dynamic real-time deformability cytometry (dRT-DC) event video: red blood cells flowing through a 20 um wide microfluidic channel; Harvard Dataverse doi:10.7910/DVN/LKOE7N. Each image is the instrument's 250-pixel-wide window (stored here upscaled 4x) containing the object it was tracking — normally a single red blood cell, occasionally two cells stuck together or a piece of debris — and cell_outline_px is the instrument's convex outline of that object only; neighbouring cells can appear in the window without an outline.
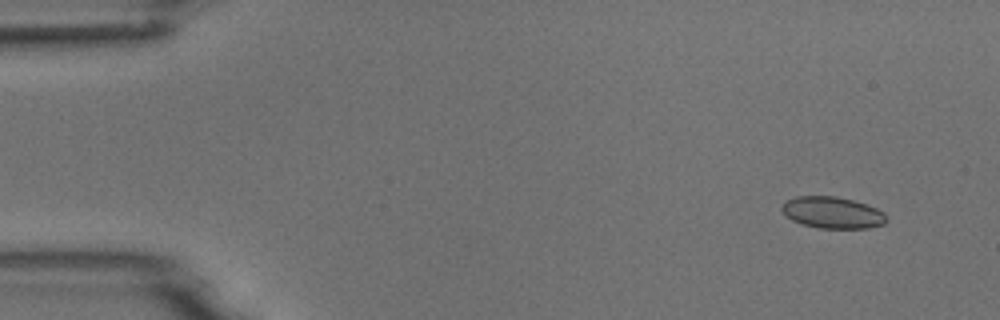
{"species": "common noctule bat (a hibernating species)", "species_latin": "Nyctalus noctula", "temperature_condition": "room temperature", "stored_images_in_passage": 4, "camera_frame_rate_fps": 3000, "um_per_image_px": 0.085, "animal": {"sex": "male", "body_mass_g": 18.8}, "frame": {"image": 1, "passage_image": 1, "time_ms": 0.0, "image_size_px": [1000, 320], "cell_outline_px": [[888, 220], [884, 224], [868, 228], [820, 228], [800, 224], [784, 216], [780, 208], [784, 200], [796, 196], [836, 196], [852, 200], [876, 208], [884, 212]], "centroid_in_image_um": [70.71, 18.07], "position_along_channel_um": 14.3, "area_um2": 19.48}}
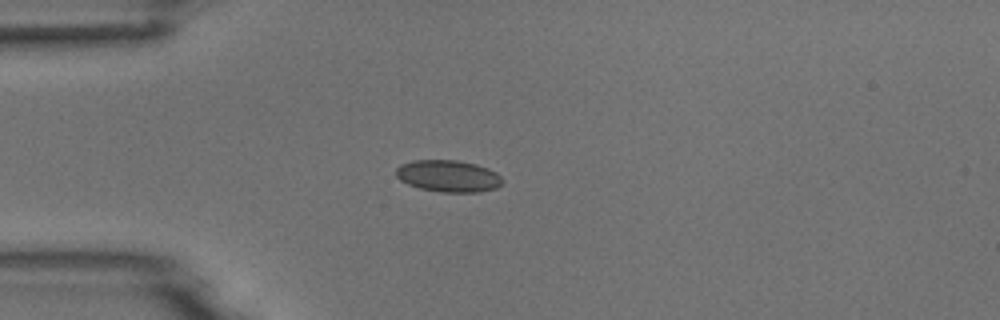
{"frame": {"image": 2, "passage_image": 4, "time_ms": 3.333, "image_size_px": [1000, 320], "cell_outline_px": [[504, 180], [496, 188], [480, 192], [440, 192], [420, 188], [408, 184], [400, 180], [396, 176], [396, 168], [400, 164], [412, 160], [456, 160], [476, 164], [488, 168], [496, 172]], "centroid_in_image_um": [38.1, 14.96], "position_along_channel_um": 46.9, "area_um2": 19.83}}